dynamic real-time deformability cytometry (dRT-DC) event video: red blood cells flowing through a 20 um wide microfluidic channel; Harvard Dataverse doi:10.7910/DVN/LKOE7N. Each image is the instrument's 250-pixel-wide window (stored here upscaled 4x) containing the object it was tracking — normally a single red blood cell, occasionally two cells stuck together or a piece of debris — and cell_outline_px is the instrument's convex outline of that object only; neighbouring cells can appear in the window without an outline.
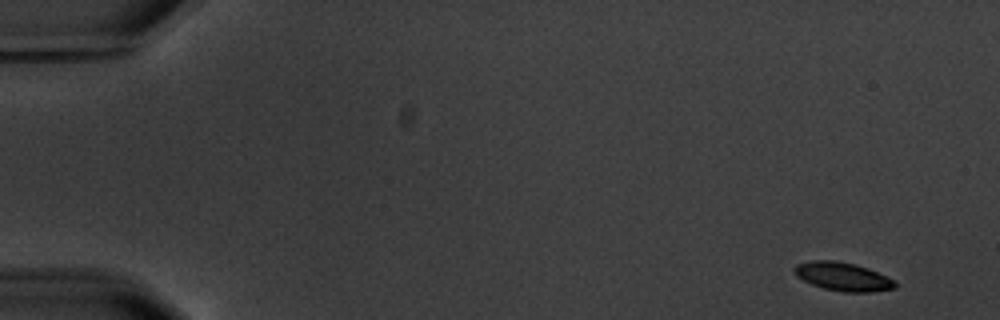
{"species": "common noctule bat (a hibernating species)", "species_latin": "Nyctalus noctula", "temperature_condition": "warm", "stored_images_in_passage": 5, "camera_frame_rate_fps": 3000, "um_per_image_px": 0.085, "animal": {"sex": "male", "body_mass_g": 20.1, "forearm_length_mm": 53.5}, "frame": {"image": 1, "passage_image": 1, "time_ms": 0.0, "image_size_px": [1000, 320], "cell_outline_px": [[896, 288], [872, 292], [844, 292], [824, 288], [812, 284], [796, 276], [792, 272], [792, 268], [796, 264], [812, 260], [836, 260], [856, 264], [868, 268], [888, 276], [896, 284]], "centroid_in_image_um": [71.62, 23.5], "position_along_channel_um": 13.4, "area_um2": 16.88}}
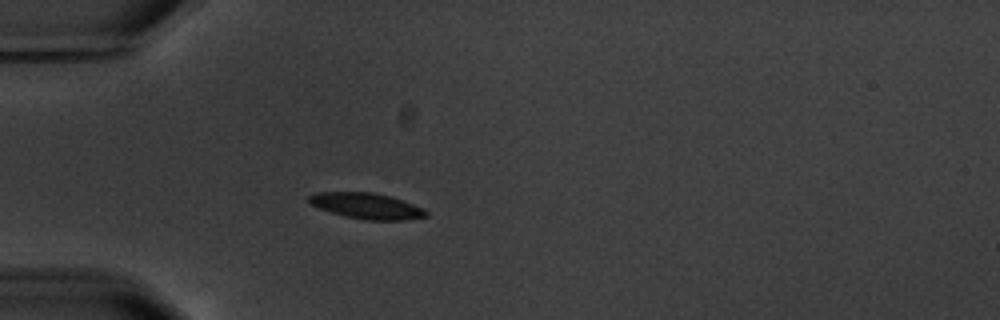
{"frame": {"image": 2, "passage_image": 5, "time_ms": 4.667, "image_size_px": [1000, 320], "cell_outline_px": [[428, 216], [408, 220], [368, 220], [344, 216], [308, 204], [308, 196], [316, 192], [372, 192], [392, 196], [424, 208], [428, 212]], "centroid_in_image_um": [31.19, 17.5], "position_along_channel_um": 53.8, "area_um2": 17.8}}